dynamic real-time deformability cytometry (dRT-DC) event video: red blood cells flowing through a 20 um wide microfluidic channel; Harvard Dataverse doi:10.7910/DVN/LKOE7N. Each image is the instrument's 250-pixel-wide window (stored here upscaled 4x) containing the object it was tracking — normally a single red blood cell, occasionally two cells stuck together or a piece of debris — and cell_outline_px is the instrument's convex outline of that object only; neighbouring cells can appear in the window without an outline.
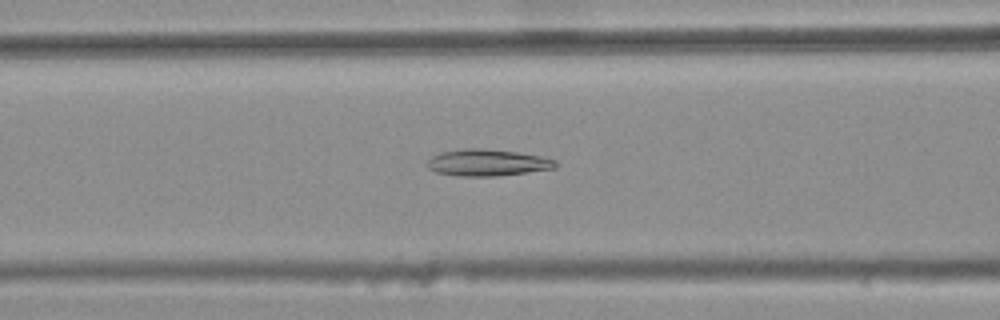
{"species": "common noctule bat (a hibernating species)", "species_latin": "Nyctalus noctula", "temperature_condition": "warm", "stored_images_in_passage": 34, "camera_frame_rate_fps": 3000, "um_per_image_px": 0.085, "animal": {"sex": "female", "body_mass_g": 25.1}, "frame": {"image": 1, "passage_image": 13, "time_ms": 4.0, "image_size_px": [1000, 320], "cell_outline_px": [[556, 168], [496, 176], [460, 176], [436, 172], [428, 168], [428, 160], [432, 156], [440, 152], [464, 148], [484, 148], [516, 152], [540, 156], [556, 160]], "centroid_in_image_um": [41.41, 13.81], "position_along_channel_um": 125.2, "area_um2": 19.83}}
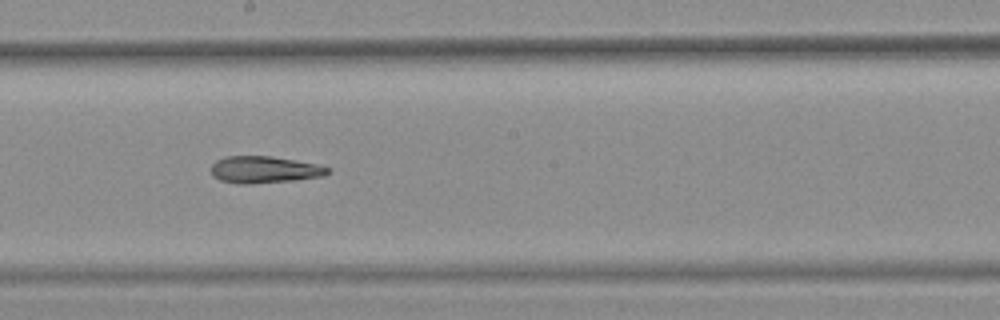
{"frame": {"image": 2, "passage_image": 21, "time_ms": 6.667, "image_size_px": [1000, 320], "cell_outline_px": [[332, 172], [324, 176], [296, 180], [248, 184], [236, 184], [220, 180], [212, 176], [208, 168], [216, 160], [224, 156], [272, 156], [316, 164], [328, 168]], "centroid_in_image_um": [22.41, 14.42], "position_along_channel_um": 225.8, "area_um2": 18.55}}
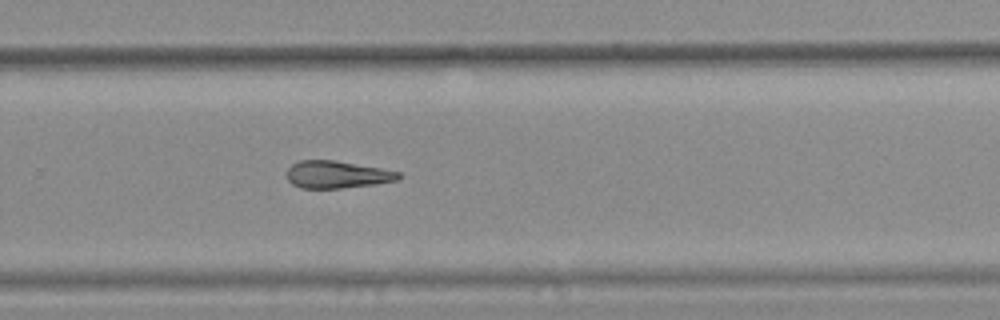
{"frame": {"image": 3, "passage_image": 27, "time_ms": 8.667, "image_size_px": [1000, 320], "cell_outline_px": [[400, 180], [376, 184], [340, 188], [300, 188], [292, 184], [288, 180], [288, 168], [292, 164], [300, 160], [336, 160], [380, 168], [400, 172]], "centroid_in_image_um": [28.66, 14.83], "position_along_channel_um": 301.1, "area_um2": 17.8}}